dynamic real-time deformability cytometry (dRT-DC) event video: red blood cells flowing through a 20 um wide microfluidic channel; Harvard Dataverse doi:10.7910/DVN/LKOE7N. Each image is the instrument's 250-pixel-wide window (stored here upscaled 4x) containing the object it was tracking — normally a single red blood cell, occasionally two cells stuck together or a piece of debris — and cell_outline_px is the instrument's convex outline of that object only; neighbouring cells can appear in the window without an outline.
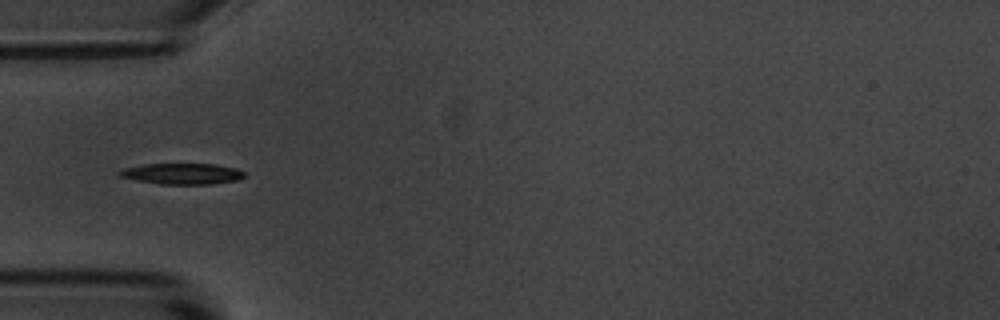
{"species": "common noctule bat (a hibernating species)", "species_latin": "Nyctalus noctula", "temperature_condition": "room temperature", "stored_images_in_passage": 12, "camera_frame_rate_fps": 3000, "um_per_image_px": 0.085, "animal": {"sex": "male", "body_mass_g": 20.1, "forearm_length_mm": 53.5}, "frame": {"image": 1, "passage_image": 4, "time_ms": 4.667, "image_size_px": [1000, 320], "cell_outline_px": [[244, 176], [236, 180], [212, 184], [160, 184], [136, 180], [120, 176], [116, 172], [124, 168], [144, 164], [216, 164], [236, 168], [244, 172]], "centroid_in_image_um": [15.47, 14.76], "position_along_channel_um": 69.5, "area_um2": 15.2}}
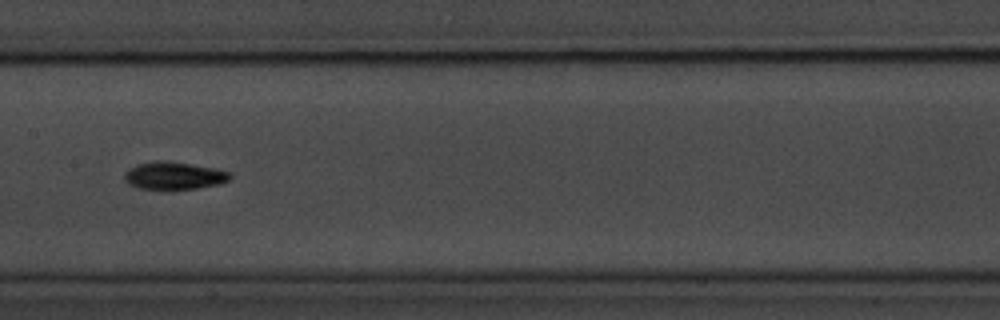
{"frame": {"image": 2, "passage_image": 7, "time_ms": 8.0, "image_size_px": [1000, 320], "cell_outline_px": [[232, 176], [228, 180], [220, 184], [196, 188], [140, 188], [128, 184], [124, 180], [124, 172], [128, 168], [136, 164], [164, 160], [192, 164], [216, 168], [228, 172]], "centroid_in_image_um": [14.77, 14.91], "position_along_channel_um": 192.6, "area_um2": 16.76}}
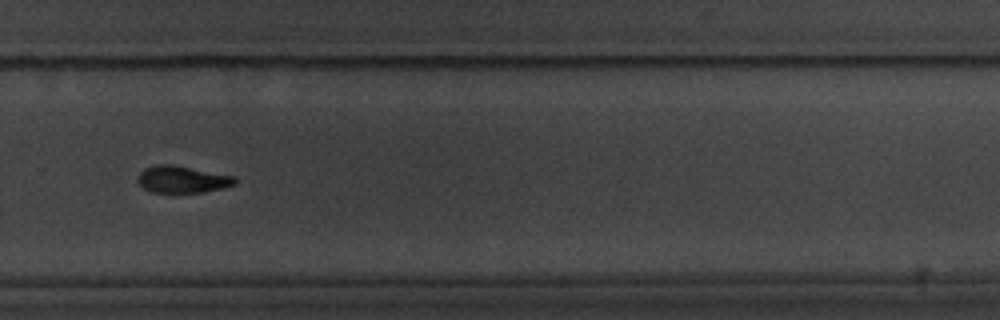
{"frame": {"image": 3, "passage_image": 10, "time_ms": 11.333, "image_size_px": [1000, 320], "cell_outline_px": [[236, 184], [204, 192], [152, 192], [144, 188], [136, 180], [136, 176], [144, 168], [156, 164], [168, 164], [232, 176], [236, 180]], "centroid_in_image_um": [15.41, 15.25], "position_along_channel_um": 314.4, "area_um2": 14.91}, "authors_computed_cell_mechanics": {"area_um2": 16.3574, "velocity_mm_per_s": 3.6578, "shape_relaxation_time_tau1_ms": 1.7735, "shape_relaxation_time_tau2_ms": null, "deformation_change_tau1": 0.0943, "deformation_change_tau2": null}}